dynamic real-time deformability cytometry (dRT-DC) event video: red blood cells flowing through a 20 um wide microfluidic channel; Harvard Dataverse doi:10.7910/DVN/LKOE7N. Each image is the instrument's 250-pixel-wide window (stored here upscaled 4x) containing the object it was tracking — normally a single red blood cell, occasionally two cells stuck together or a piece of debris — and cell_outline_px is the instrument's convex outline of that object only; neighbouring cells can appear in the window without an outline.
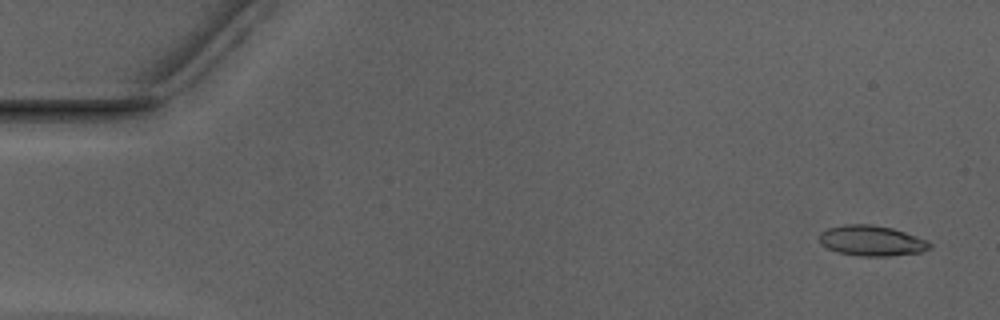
{"species": "Egyptian fruit bat (a non-hibernating species)", "species_latin": "Rousettus aegyptiacus", "temperature_condition": "warm", "stored_images_in_passage": 53, "camera_frame_rate_fps": 3000, "um_per_image_px": 0.085, "animal": {"sex": "male"}, "frame": {"image": 1, "passage_image": 3, "time_ms": 0.667, "image_size_px": [1000, 320], "cell_outline_px": [[932, 248], [920, 252], [888, 256], [860, 256], [840, 252], [828, 248], [820, 244], [820, 232], [828, 228], [844, 224], [872, 224], [892, 228], [928, 240], [932, 244]], "centroid_in_image_um": [74.11, 20.45], "position_along_channel_um": 10.9, "area_um2": 19.54}}
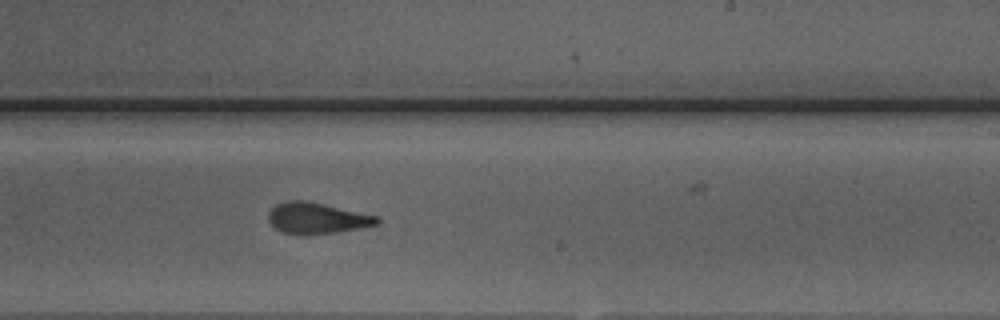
{"frame": {"image": 2, "passage_image": 32, "time_ms": 10.333, "image_size_px": [1000, 320], "cell_outline_px": [[380, 224], [360, 228], [336, 232], [284, 232], [276, 228], [268, 220], [268, 212], [276, 204], [284, 200], [304, 200], [380, 216]], "centroid_in_image_um": [26.98, 18.5], "position_along_channel_um": 262.0, "area_um2": 19.13}}
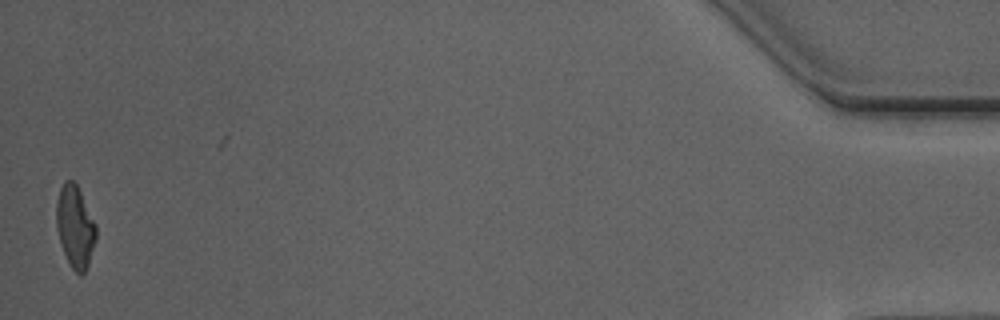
{"frame": {"image": 3, "passage_image": 52, "time_ms": 17.0, "image_size_px": [1000, 320], "cell_outline_px": [[96, 240], [88, 264], [84, 272], [80, 276], [72, 268], [60, 244], [56, 224], [56, 204], [60, 188], [64, 180], [72, 180], [76, 184], [96, 224]], "centroid_in_image_um": [6.38, 19.26], "position_along_channel_um": 428.8, "area_um2": 18.79}, "authors_computed_cell_mechanics": {"area_um2": 19.7098, "velocity_mm_per_s": 3.9632, "shape_relaxation_time_tau1_ms": 10.6582, "shape_relaxation_time_tau2_ms": 1.8121, "deformation_change_tau1": 0.274, "deformation_change_tau2": 0.1147}}